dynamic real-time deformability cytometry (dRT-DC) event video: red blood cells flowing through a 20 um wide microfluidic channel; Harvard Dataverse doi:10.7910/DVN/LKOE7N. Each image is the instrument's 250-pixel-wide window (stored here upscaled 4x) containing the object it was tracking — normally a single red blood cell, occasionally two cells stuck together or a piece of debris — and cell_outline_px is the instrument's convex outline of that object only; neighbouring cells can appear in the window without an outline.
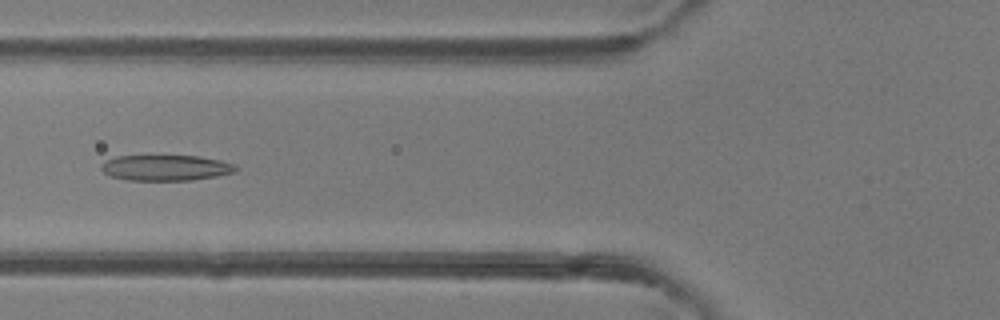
{"species": "common noctule bat (a hibernating species)", "species_latin": "Nyctalus noctula", "temperature_condition": "room temperature", "stored_images_in_passage": 47, "camera_frame_rate_fps": 3000, "um_per_image_px": 0.085, "animal": {"sex": "female"}, "frame": {"image": 1, "passage_image": 18, "time_ms": 5.667, "image_size_px": [1000, 320], "cell_outline_px": [[240, 168], [236, 172], [216, 176], [192, 180], [128, 180], [112, 176], [104, 172], [100, 168], [100, 164], [104, 160], [116, 156], [200, 156], [220, 160], [236, 164]], "centroid_in_image_um": [14.12, 14.25], "position_along_channel_um": 111.7, "area_um2": 20.29}}
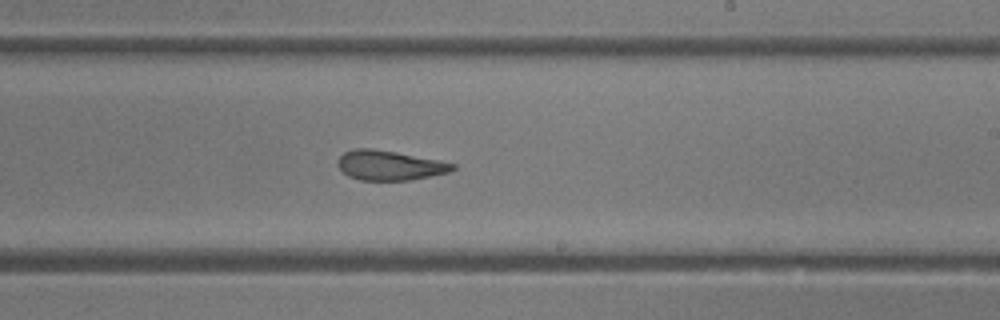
{"frame": {"image": 2, "passage_image": 28, "time_ms": 9.0, "image_size_px": [1000, 320], "cell_outline_px": [[456, 168], [448, 172], [412, 180], [360, 180], [348, 176], [336, 164], [336, 160], [344, 152], [352, 148], [372, 148], [396, 152], [440, 160], [456, 164]], "centroid_in_image_um": [33.09, 14.04], "position_along_channel_um": 255.9, "area_um2": 20.0}}
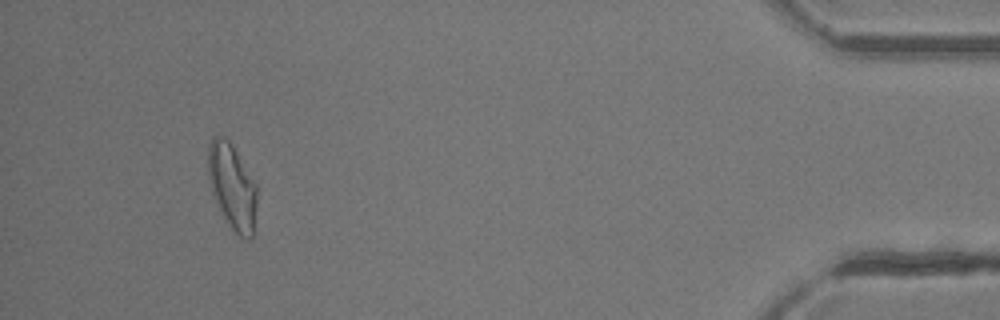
{"frame": {"image": 3, "passage_image": 44, "time_ms": 14.333, "image_size_px": [1000, 320], "cell_outline_px": [[256, 204], [252, 236], [248, 240], [240, 236], [232, 228], [224, 216], [212, 192], [208, 176], [208, 148], [212, 136], [220, 136], [228, 140], [232, 144], [256, 184]], "centroid_in_image_um": [19.73, 15.82], "position_along_channel_um": 415.5, "area_um2": 23.76}, "authors_computed_cell_mechanics": {"area_um2": 21.5594, "velocity_mm_per_s": 4.3209, "shape_relaxation_time_tau1_ms": 4.4497, "shape_relaxation_time_tau2_ms": 1.8909, "deformation_change_tau1": 0.1615, "deformation_change_tau2": 0.1165}}